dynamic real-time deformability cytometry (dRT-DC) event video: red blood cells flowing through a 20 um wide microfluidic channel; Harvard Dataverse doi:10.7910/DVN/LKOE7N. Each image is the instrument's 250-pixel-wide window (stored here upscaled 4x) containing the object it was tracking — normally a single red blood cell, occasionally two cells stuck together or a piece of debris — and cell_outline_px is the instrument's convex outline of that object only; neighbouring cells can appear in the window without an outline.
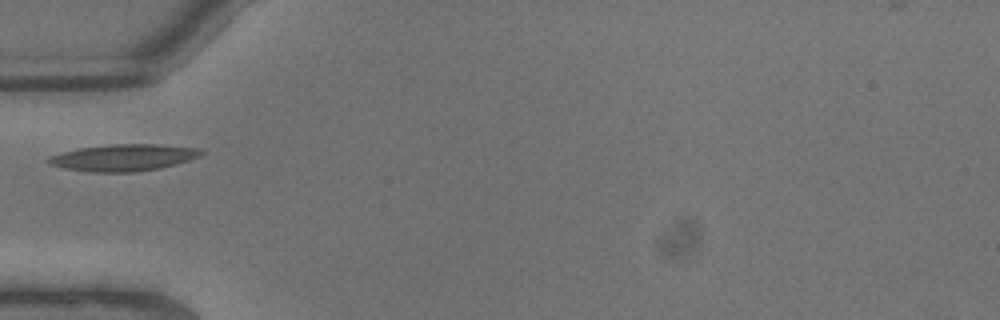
{"species": "common noctule bat (a hibernating species)", "species_latin": "Nyctalus noctula", "temperature_condition": "warm", "stored_images_in_passage": 3, "camera_frame_rate_fps": 3000, "um_per_image_px": 0.085, "animal": {"sex": "male", "body_mass_g": 13.3}, "frame": {"image": 1, "passage_image": 1, "time_ms": 0.0, "image_size_px": [1000, 320], "cell_outline_px": [[204, 152], [200, 156], [176, 164], [160, 168], [136, 172], [88, 172], [64, 168], [48, 164], [44, 160], [48, 156], [80, 148], [112, 144], [156, 144], [196, 148]], "centroid_in_image_um": [10.45, 13.4], "position_along_channel_um": 74.6, "area_um2": 23.76}}
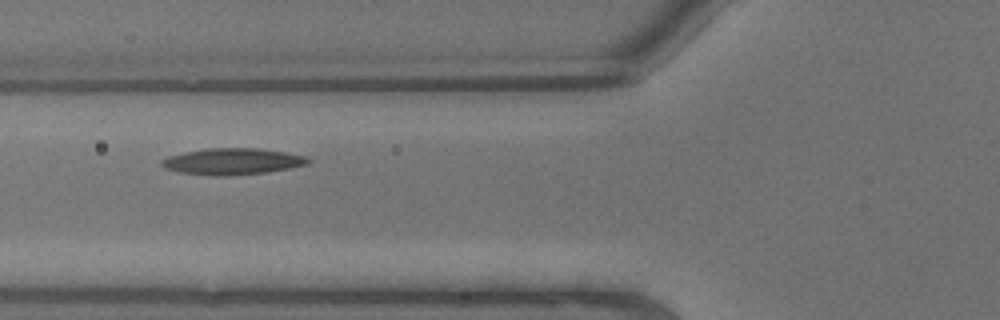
{"frame": {"image": 2, "passage_image": 2, "time_ms": 0.333, "image_size_px": [1000, 320], "cell_outline_px": [[312, 160], [308, 164], [268, 172], [232, 176], [216, 176], [180, 172], [168, 168], [160, 164], [160, 160], [168, 156], [208, 148], [256, 148], [284, 152], [304, 156]], "centroid_in_image_um": [19.78, 13.73], "position_along_channel_um": 106.0, "area_um2": 22.31}}
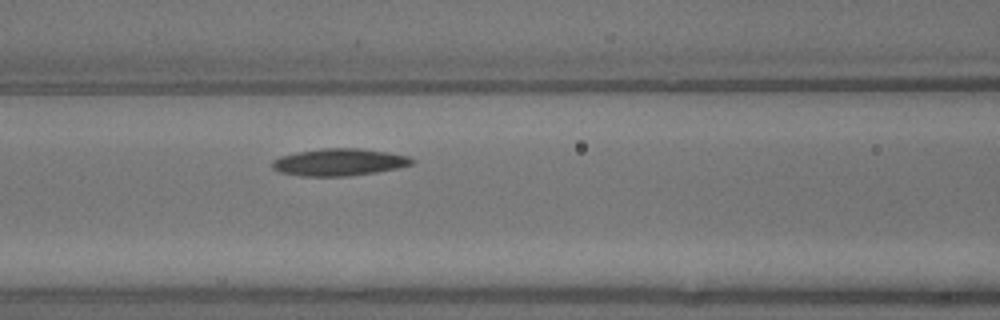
{"frame": {"image": 3, "passage_image": 3, "time_ms": 0.667, "image_size_px": [1000, 320], "cell_outline_px": [[416, 160], [412, 164], [396, 168], [376, 172], [348, 176], [300, 176], [280, 172], [272, 168], [272, 160], [280, 156], [296, 152], [324, 148], [360, 148], [388, 152], [408, 156]], "centroid_in_image_um": [28.81, 13.78], "position_along_channel_um": 137.8, "area_um2": 22.14}}